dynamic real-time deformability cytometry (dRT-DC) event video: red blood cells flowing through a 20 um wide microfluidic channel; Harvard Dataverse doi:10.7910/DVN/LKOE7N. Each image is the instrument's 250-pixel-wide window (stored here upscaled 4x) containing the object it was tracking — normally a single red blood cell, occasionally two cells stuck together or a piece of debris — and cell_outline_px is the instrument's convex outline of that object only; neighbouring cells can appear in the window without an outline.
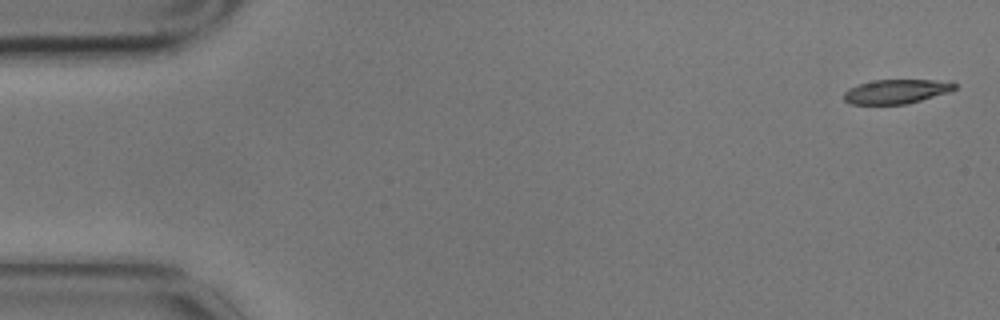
{"species": "common noctule bat (a hibernating species)", "species_latin": "Nyctalus noctula", "temperature_condition": "cold", "stored_images_in_passage": 5, "camera_frame_rate_fps": 3000, "um_per_image_px": 0.085, "animal": {"sex": "male", "body_mass_g": 17.9}, "frame": {"image": 1, "passage_image": 1, "time_ms": 0.0, "image_size_px": [1000, 320], "cell_outline_px": [[956, 88], [948, 92], [908, 104], [848, 104], [844, 100], [844, 92], [848, 88], [856, 84], [872, 80], [952, 80], [956, 84]], "centroid_in_image_um": [76.17, 7.76], "position_along_channel_um": 8.8, "area_um2": 15.9}}